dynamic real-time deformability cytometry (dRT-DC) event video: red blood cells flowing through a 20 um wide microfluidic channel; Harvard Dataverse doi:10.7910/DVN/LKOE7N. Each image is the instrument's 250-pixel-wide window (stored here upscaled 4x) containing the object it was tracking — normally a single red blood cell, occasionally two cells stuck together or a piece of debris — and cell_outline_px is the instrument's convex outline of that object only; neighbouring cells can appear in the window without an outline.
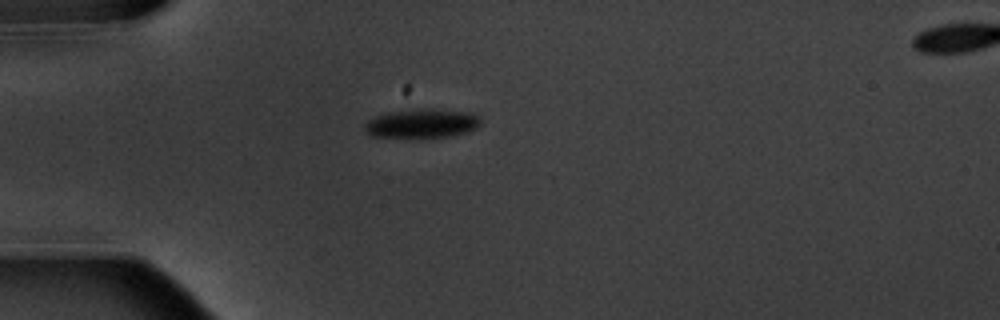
{"species": "common noctule bat (a hibernating species)", "species_latin": "Nyctalus noctula", "temperature_condition": "warm", "stored_images_in_passage": 2, "camera_frame_rate_fps": 3000, "um_per_image_px": 0.085, "animal": {"sex": "male", "body_mass_g": 20.1, "forearm_length_mm": 53.5}, "frame": {"image": 1, "passage_image": 1, "time_ms": 0.0, "image_size_px": [1000, 320], "cell_outline_px": [[480, 124], [476, 128], [468, 132], [448, 136], [372, 136], [364, 128], [364, 124], [368, 120], [376, 116], [388, 112], [420, 108], [432, 108], [472, 112], [480, 116]], "centroid_in_image_um": [35.92, 10.45], "position_along_channel_um": 49.1, "area_um2": 19.42}}